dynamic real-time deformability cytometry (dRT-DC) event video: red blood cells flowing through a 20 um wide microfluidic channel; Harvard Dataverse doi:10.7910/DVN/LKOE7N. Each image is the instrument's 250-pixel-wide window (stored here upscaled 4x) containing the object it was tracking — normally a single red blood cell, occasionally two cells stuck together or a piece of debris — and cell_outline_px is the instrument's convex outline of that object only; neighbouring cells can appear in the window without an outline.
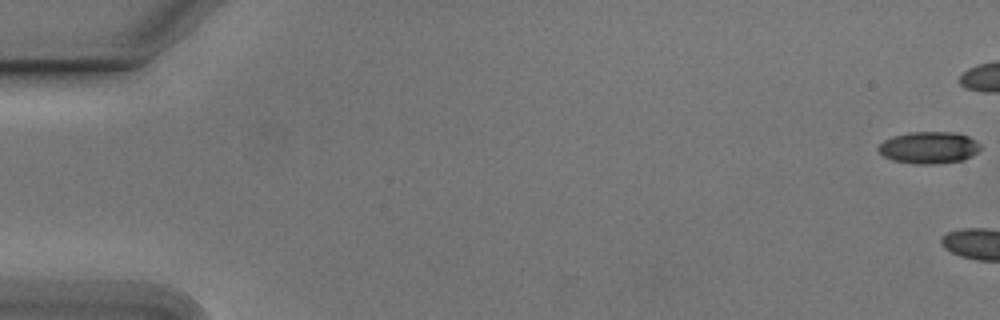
{"species": "Egyptian fruit bat (a non-hibernating species)", "species_latin": "Rousettus aegyptiacus", "temperature_condition": "cold", "stored_images_in_passage": 5, "camera_frame_rate_fps": 3000, "um_per_image_px": 0.085, "animal": {"sex": "male"}, "frame": {"image": 1, "passage_image": 1, "time_ms": 0.0, "image_size_px": [1000, 320], "cell_outline_px": [[980, 148], [976, 152], [964, 160], [936, 164], [916, 164], [892, 160], [884, 156], [876, 148], [884, 140], [892, 136], [908, 132], [956, 132], [968, 136], [976, 140], [980, 144]], "centroid_in_image_um": [78.95, 12.54], "position_along_channel_um": 6.1, "area_um2": 19.07}}